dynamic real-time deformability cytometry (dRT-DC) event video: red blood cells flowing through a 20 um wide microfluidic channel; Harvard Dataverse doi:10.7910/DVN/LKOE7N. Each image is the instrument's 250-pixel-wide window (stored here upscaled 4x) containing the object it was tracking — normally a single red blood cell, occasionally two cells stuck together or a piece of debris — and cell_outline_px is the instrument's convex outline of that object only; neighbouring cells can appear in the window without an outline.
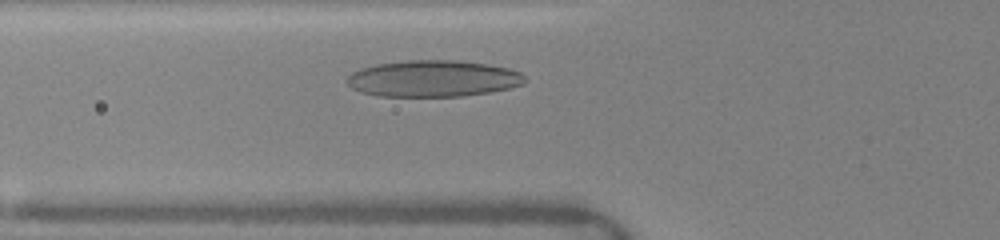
{"species": "human", "species_latin": "Homo sapiens", "temperature_condition": "warm", "stored_images_in_passage": 24, "camera_frame_rate_fps": 3000, "um_per_image_px": 0.085, "donor": {"sex": "female"}, "frame": {"image": 1, "passage_image": 5, "time_ms": 1.667, "image_size_px": [1000, 240], "cell_outline_px": [[524, 84], [508, 88], [488, 92], [460, 96], [376, 96], [360, 92], [352, 88], [344, 80], [352, 72], [360, 68], [376, 64], [408, 60], [456, 60], [488, 64], [508, 68], [520, 72], [524, 76]], "centroid_in_image_um": [36.77, 6.67], "position_along_channel_um": 89.0, "area_um2": 37.86}}
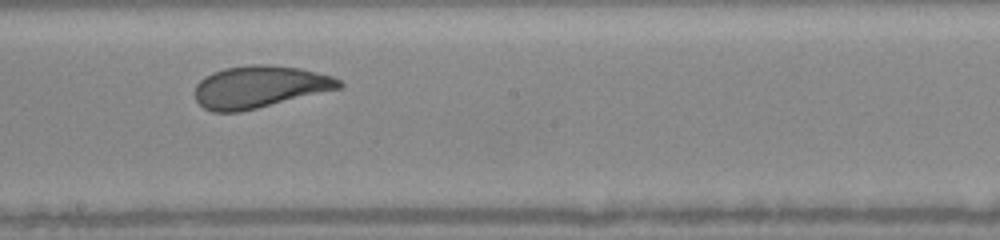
{"frame": {"image": 2, "passage_image": 13, "time_ms": 5.0, "image_size_px": [1000, 240], "cell_outline_px": [[344, 84], [340, 88], [240, 112], [212, 112], [204, 108], [196, 100], [196, 84], [204, 76], [212, 72], [224, 68], [252, 64], [268, 64], [300, 68], [332, 76], [340, 80]], "centroid_in_image_um": [22.04, 7.37], "position_along_channel_um": 226.2, "area_um2": 35.26}}
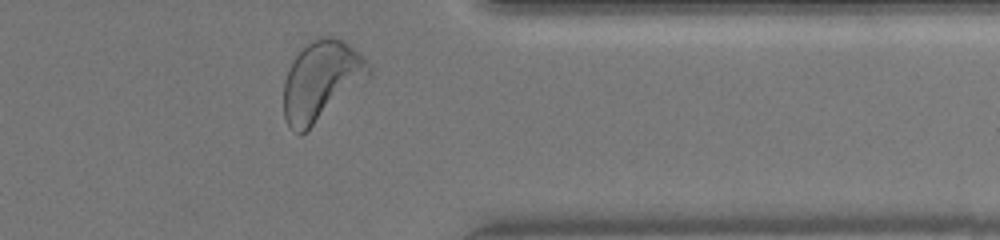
{"frame": {"image": 3, "passage_image": 23, "time_ms": 9.0, "image_size_px": [1000, 240], "cell_outline_px": [[372, 76], [300, 136], [292, 132], [288, 128], [284, 120], [284, 80], [288, 68], [296, 56], [312, 40], [320, 36], [332, 36], [344, 40], [360, 52], [372, 64]], "centroid_in_image_um": [27.34, 6.87], "position_along_channel_um": 384.1, "area_um2": 40.0}, "authors_computed_cell_mechanics": {"area_um2": 35.6048, "velocity_mm_per_s": 4.0938, "shape_relaxation_time_tau1_ms": 2.99, "shape_relaxation_time_tau2_ms": 0.8947, "deformation_change_tau1": 0.1396, "deformation_change_tau2": 0.0734}}